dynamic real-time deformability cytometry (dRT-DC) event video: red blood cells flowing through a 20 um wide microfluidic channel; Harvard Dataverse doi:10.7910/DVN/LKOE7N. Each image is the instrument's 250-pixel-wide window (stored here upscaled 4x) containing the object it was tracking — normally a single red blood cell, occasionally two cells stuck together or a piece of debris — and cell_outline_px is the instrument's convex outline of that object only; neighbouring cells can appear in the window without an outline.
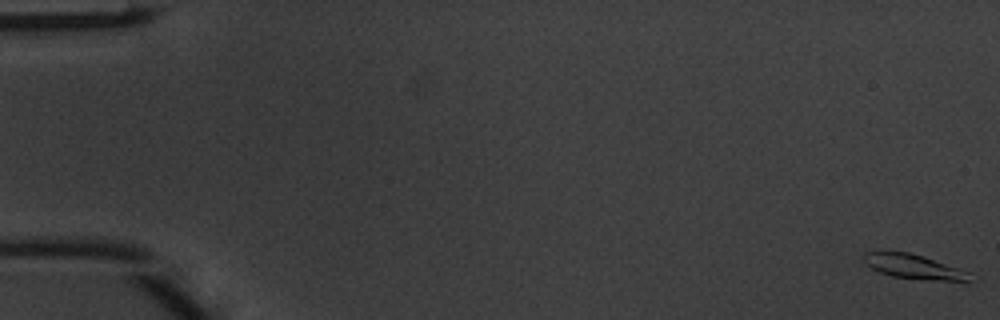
{"species": "common noctule bat (a hibernating species)", "species_latin": "Nyctalus noctula", "temperature_condition": "warm", "stored_images_in_passage": 51, "camera_frame_rate_fps": 3000, "um_per_image_px": 0.085, "animal": {"sex": "male", "body_mass_g": 20.1, "forearm_length_mm": 53.5}, "frame": {"image": 1, "passage_image": 1, "time_ms": 0.0, "image_size_px": [1000, 320], "cell_outline_px": [[968, 280], [936, 280], [892, 276], [880, 272], [864, 264], [860, 260], [860, 256], [864, 252], [908, 252], [960, 268], [968, 272]], "centroid_in_image_um": [77.52, 22.64], "position_along_channel_um": 7.5, "area_um2": 14.68}}
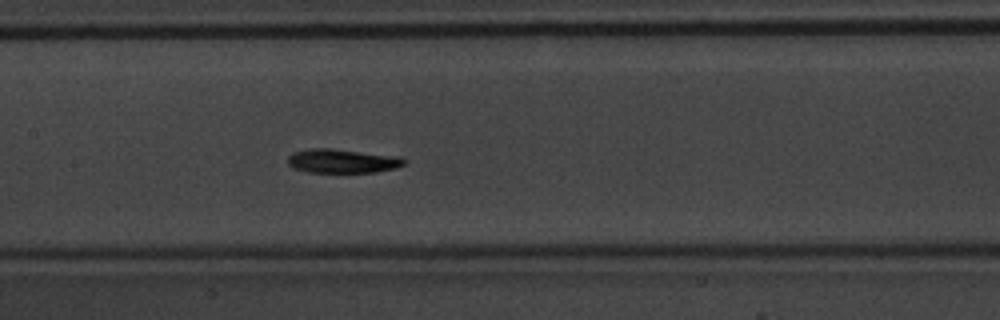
{"frame": {"image": 2, "passage_image": 25, "time_ms": 8.0, "image_size_px": [1000, 320], "cell_outline_px": [[408, 160], [404, 164], [396, 168], [376, 172], [308, 172], [292, 168], [288, 164], [288, 156], [292, 152], [312, 148], [328, 148], [400, 156]], "centroid_in_image_um": [29.1, 13.68], "position_along_channel_um": 178.3, "area_um2": 16.36}}
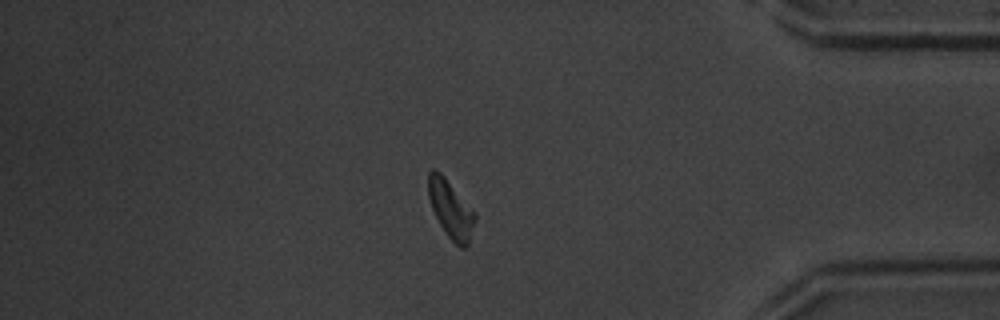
{"frame": {"image": 3, "passage_image": 43, "time_ms": 14.0, "image_size_px": [1000, 320], "cell_outline_px": [[476, 220], [468, 244], [464, 248], [460, 248], [448, 236], [440, 224], [432, 208], [428, 196], [428, 172], [432, 168], [436, 168], [444, 176], [476, 212]], "centroid_in_image_um": [38.32, 17.75], "position_along_channel_um": 396.9, "area_um2": 15.72}, "authors_computed_cell_mechanics": {"area_um2": 15.7216, "velocity_mm_per_s": 4.1307, "shape_relaxation_time_tau1_ms": 1.7339, "shape_relaxation_time_tau2_ms": null, "deformation_change_tau1": 0.1316, "deformation_change_tau2": null}}